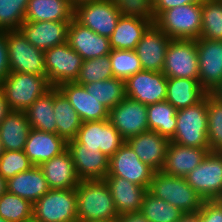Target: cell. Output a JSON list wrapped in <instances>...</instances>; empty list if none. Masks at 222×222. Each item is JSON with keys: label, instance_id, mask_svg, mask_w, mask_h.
Masks as SVG:
<instances>
[{"label": "cell", "instance_id": "cell-19", "mask_svg": "<svg viewBox=\"0 0 222 222\" xmlns=\"http://www.w3.org/2000/svg\"><path fill=\"white\" fill-rule=\"evenodd\" d=\"M71 21H24L18 29L36 48L45 52L67 42Z\"/></svg>", "mask_w": 222, "mask_h": 222}, {"label": "cell", "instance_id": "cell-51", "mask_svg": "<svg viewBox=\"0 0 222 222\" xmlns=\"http://www.w3.org/2000/svg\"><path fill=\"white\" fill-rule=\"evenodd\" d=\"M7 192V180L0 175V197Z\"/></svg>", "mask_w": 222, "mask_h": 222}, {"label": "cell", "instance_id": "cell-16", "mask_svg": "<svg viewBox=\"0 0 222 222\" xmlns=\"http://www.w3.org/2000/svg\"><path fill=\"white\" fill-rule=\"evenodd\" d=\"M201 86L211 93L222 83V40L196 39Z\"/></svg>", "mask_w": 222, "mask_h": 222}, {"label": "cell", "instance_id": "cell-26", "mask_svg": "<svg viewBox=\"0 0 222 222\" xmlns=\"http://www.w3.org/2000/svg\"><path fill=\"white\" fill-rule=\"evenodd\" d=\"M39 167L50 189H72L76 188L80 182L67 149L60 155L43 162Z\"/></svg>", "mask_w": 222, "mask_h": 222}, {"label": "cell", "instance_id": "cell-56", "mask_svg": "<svg viewBox=\"0 0 222 222\" xmlns=\"http://www.w3.org/2000/svg\"><path fill=\"white\" fill-rule=\"evenodd\" d=\"M0 222H9L8 220H4L2 217H0Z\"/></svg>", "mask_w": 222, "mask_h": 222}, {"label": "cell", "instance_id": "cell-49", "mask_svg": "<svg viewBox=\"0 0 222 222\" xmlns=\"http://www.w3.org/2000/svg\"><path fill=\"white\" fill-rule=\"evenodd\" d=\"M11 112L9 105L3 95V92L0 90V124L4 118Z\"/></svg>", "mask_w": 222, "mask_h": 222}, {"label": "cell", "instance_id": "cell-34", "mask_svg": "<svg viewBox=\"0 0 222 222\" xmlns=\"http://www.w3.org/2000/svg\"><path fill=\"white\" fill-rule=\"evenodd\" d=\"M177 109L166 100L147 105V121L149 130L171 139L176 129Z\"/></svg>", "mask_w": 222, "mask_h": 222}, {"label": "cell", "instance_id": "cell-10", "mask_svg": "<svg viewBox=\"0 0 222 222\" xmlns=\"http://www.w3.org/2000/svg\"><path fill=\"white\" fill-rule=\"evenodd\" d=\"M44 53L46 76L52 87L76 81L83 58L70 47L68 42L52 47Z\"/></svg>", "mask_w": 222, "mask_h": 222}, {"label": "cell", "instance_id": "cell-18", "mask_svg": "<svg viewBox=\"0 0 222 222\" xmlns=\"http://www.w3.org/2000/svg\"><path fill=\"white\" fill-rule=\"evenodd\" d=\"M67 150L80 180L105 179L109 170V157L100 149L84 148L73 139L67 141Z\"/></svg>", "mask_w": 222, "mask_h": 222}, {"label": "cell", "instance_id": "cell-20", "mask_svg": "<svg viewBox=\"0 0 222 222\" xmlns=\"http://www.w3.org/2000/svg\"><path fill=\"white\" fill-rule=\"evenodd\" d=\"M67 42L83 60L109 55L112 50L109 38L93 32L74 18L68 26Z\"/></svg>", "mask_w": 222, "mask_h": 222}, {"label": "cell", "instance_id": "cell-44", "mask_svg": "<svg viewBox=\"0 0 222 222\" xmlns=\"http://www.w3.org/2000/svg\"><path fill=\"white\" fill-rule=\"evenodd\" d=\"M33 166L24 150H4L0 157V175L6 180L31 169Z\"/></svg>", "mask_w": 222, "mask_h": 222}, {"label": "cell", "instance_id": "cell-13", "mask_svg": "<svg viewBox=\"0 0 222 222\" xmlns=\"http://www.w3.org/2000/svg\"><path fill=\"white\" fill-rule=\"evenodd\" d=\"M75 140L84 148L100 149L109 158L126 142L108 119L82 122Z\"/></svg>", "mask_w": 222, "mask_h": 222}, {"label": "cell", "instance_id": "cell-45", "mask_svg": "<svg viewBox=\"0 0 222 222\" xmlns=\"http://www.w3.org/2000/svg\"><path fill=\"white\" fill-rule=\"evenodd\" d=\"M198 215L199 222H222V203L220 200H204Z\"/></svg>", "mask_w": 222, "mask_h": 222}, {"label": "cell", "instance_id": "cell-37", "mask_svg": "<svg viewBox=\"0 0 222 222\" xmlns=\"http://www.w3.org/2000/svg\"><path fill=\"white\" fill-rule=\"evenodd\" d=\"M0 217L9 222H28L33 219V204L9 192L0 197Z\"/></svg>", "mask_w": 222, "mask_h": 222}, {"label": "cell", "instance_id": "cell-55", "mask_svg": "<svg viewBox=\"0 0 222 222\" xmlns=\"http://www.w3.org/2000/svg\"><path fill=\"white\" fill-rule=\"evenodd\" d=\"M3 153H4V148H3L2 142L0 140V157L2 156Z\"/></svg>", "mask_w": 222, "mask_h": 222}, {"label": "cell", "instance_id": "cell-25", "mask_svg": "<svg viewBox=\"0 0 222 222\" xmlns=\"http://www.w3.org/2000/svg\"><path fill=\"white\" fill-rule=\"evenodd\" d=\"M209 148L188 147L169 143L162 171L171 176L185 177L208 154Z\"/></svg>", "mask_w": 222, "mask_h": 222}, {"label": "cell", "instance_id": "cell-35", "mask_svg": "<svg viewBox=\"0 0 222 222\" xmlns=\"http://www.w3.org/2000/svg\"><path fill=\"white\" fill-rule=\"evenodd\" d=\"M87 92L103 104L108 110L119 104L125 97L124 80L109 78L90 84H83Z\"/></svg>", "mask_w": 222, "mask_h": 222}, {"label": "cell", "instance_id": "cell-12", "mask_svg": "<svg viewBox=\"0 0 222 222\" xmlns=\"http://www.w3.org/2000/svg\"><path fill=\"white\" fill-rule=\"evenodd\" d=\"M156 171L143 163L125 142L110 158L107 176H117L139 186L149 188Z\"/></svg>", "mask_w": 222, "mask_h": 222}, {"label": "cell", "instance_id": "cell-39", "mask_svg": "<svg viewBox=\"0 0 222 222\" xmlns=\"http://www.w3.org/2000/svg\"><path fill=\"white\" fill-rule=\"evenodd\" d=\"M208 145L210 152L222 153V102L207 94Z\"/></svg>", "mask_w": 222, "mask_h": 222}, {"label": "cell", "instance_id": "cell-50", "mask_svg": "<svg viewBox=\"0 0 222 222\" xmlns=\"http://www.w3.org/2000/svg\"><path fill=\"white\" fill-rule=\"evenodd\" d=\"M177 222H199L198 211L195 213H184Z\"/></svg>", "mask_w": 222, "mask_h": 222}, {"label": "cell", "instance_id": "cell-38", "mask_svg": "<svg viewBox=\"0 0 222 222\" xmlns=\"http://www.w3.org/2000/svg\"><path fill=\"white\" fill-rule=\"evenodd\" d=\"M200 38L222 40V0H202Z\"/></svg>", "mask_w": 222, "mask_h": 222}, {"label": "cell", "instance_id": "cell-27", "mask_svg": "<svg viewBox=\"0 0 222 222\" xmlns=\"http://www.w3.org/2000/svg\"><path fill=\"white\" fill-rule=\"evenodd\" d=\"M50 190L43 171L39 166L18 173L7 180V192L34 204Z\"/></svg>", "mask_w": 222, "mask_h": 222}, {"label": "cell", "instance_id": "cell-32", "mask_svg": "<svg viewBox=\"0 0 222 222\" xmlns=\"http://www.w3.org/2000/svg\"><path fill=\"white\" fill-rule=\"evenodd\" d=\"M150 25L148 21L120 16L114 32L109 37L111 49L135 50Z\"/></svg>", "mask_w": 222, "mask_h": 222}, {"label": "cell", "instance_id": "cell-28", "mask_svg": "<svg viewBox=\"0 0 222 222\" xmlns=\"http://www.w3.org/2000/svg\"><path fill=\"white\" fill-rule=\"evenodd\" d=\"M207 94L199 79L167 78L165 100L177 110L197 104Z\"/></svg>", "mask_w": 222, "mask_h": 222}, {"label": "cell", "instance_id": "cell-29", "mask_svg": "<svg viewBox=\"0 0 222 222\" xmlns=\"http://www.w3.org/2000/svg\"><path fill=\"white\" fill-rule=\"evenodd\" d=\"M73 14L70 0H29L25 21H72Z\"/></svg>", "mask_w": 222, "mask_h": 222}, {"label": "cell", "instance_id": "cell-30", "mask_svg": "<svg viewBox=\"0 0 222 222\" xmlns=\"http://www.w3.org/2000/svg\"><path fill=\"white\" fill-rule=\"evenodd\" d=\"M31 129L24 111H11L0 124V140L4 150H24Z\"/></svg>", "mask_w": 222, "mask_h": 222}, {"label": "cell", "instance_id": "cell-22", "mask_svg": "<svg viewBox=\"0 0 222 222\" xmlns=\"http://www.w3.org/2000/svg\"><path fill=\"white\" fill-rule=\"evenodd\" d=\"M56 88L74 107L82 122L108 119L109 110L90 95L83 85L66 82Z\"/></svg>", "mask_w": 222, "mask_h": 222}, {"label": "cell", "instance_id": "cell-36", "mask_svg": "<svg viewBox=\"0 0 222 222\" xmlns=\"http://www.w3.org/2000/svg\"><path fill=\"white\" fill-rule=\"evenodd\" d=\"M140 213L148 222H177L184 214L170 203L158 199L148 190L145 193Z\"/></svg>", "mask_w": 222, "mask_h": 222}, {"label": "cell", "instance_id": "cell-15", "mask_svg": "<svg viewBox=\"0 0 222 222\" xmlns=\"http://www.w3.org/2000/svg\"><path fill=\"white\" fill-rule=\"evenodd\" d=\"M108 121L127 140L149 130L147 105L125 97L119 104L109 110Z\"/></svg>", "mask_w": 222, "mask_h": 222}, {"label": "cell", "instance_id": "cell-8", "mask_svg": "<svg viewBox=\"0 0 222 222\" xmlns=\"http://www.w3.org/2000/svg\"><path fill=\"white\" fill-rule=\"evenodd\" d=\"M121 13L111 0H93L74 6L73 18L93 32L109 38Z\"/></svg>", "mask_w": 222, "mask_h": 222}, {"label": "cell", "instance_id": "cell-47", "mask_svg": "<svg viewBox=\"0 0 222 222\" xmlns=\"http://www.w3.org/2000/svg\"><path fill=\"white\" fill-rule=\"evenodd\" d=\"M194 3H202V0H155V13L157 16L160 12L171 8Z\"/></svg>", "mask_w": 222, "mask_h": 222}, {"label": "cell", "instance_id": "cell-4", "mask_svg": "<svg viewBox=\"0 0 222 222\" xmlns=\"http://www.w3.org/2000/svg\"><path fill=\"white\" fill-rule=\"evenodd\" d=\"M154 24L171 39L196 40L201 36L202 3L181 5L160 12Z\"/></svg>", "mask_w": 222, "mask_h": 222}, {"label": "cell", "instance_id": "cell-24", "mask_svg": "<svg viewBox=\"0 0 222 222\" xmlns=\"http://www.w3.org/2000/svg\"><path fill=\"white\" fill-rule=\"evenodd\" d=\"M118 215L140 212L147 188L117 176H106Z\"/></svg>", "mask_w": 222, "mask_h": 222}, {"label": "cell", "instance_id": "cell-14", "mask_svg": "<svg viewBox=\"0 0 222 222\" xmlns=\"http://www.w3.org/2000/svg\"><path fill=\"white\" fill-rule=\"evenodd\" d=\"M126 97L155 104L166 99L167 77L163 72L142 70L124 81Z\"/></svg>", "mask_w": 222, "mask_h": 222}, {"label": "cell", "instance_id": "cell-11", "mask_svg": "<svg viewBox=\"0 0 222 222\" xmlns=\"http://www.w3.org/2000/svg\"><path fill=\"white\" fill-rule=\"evenodd\" d=\"M162 72L167 78L198 79L196 40L171 39Z\"/></svg>", "mask_w": 222, "mask_h": 222}, {"label": "cell", "instance_id": "cell-46", "mask_svg": "<svg viewBox=\"0 0 222 222\" xmlns=\"http://www.w3.org/2000/svg\"><path fill=\"white\" fill-rule=\"evenodd\" d=\"M10 73L6 31H0V83Z\"/></svg>", "mask_w": 222, "mask_h": 222}, {"label": "cell", "instance_id": "cell-23", "mask_svg": "<svg viewBox=\"0 0 222 222\" xmlns=\"http://www.w3.org/2000/svg\"><path fill=\"white\" fill-rule=\"evenodd\" d=\"M66 149L67 142L59 135L32 128L27 137L24 152L34 166H40Z\"/></svg>", "mask_w": 222, "mask_h": 222}, {"label": "cell", "instance_id": "cell-17", "mask_svg": "<svg viewBox=\"0 0 222 222\" xmlns=\"http://www.w3.org/2000/svg\"><path fill=\"white\" fill-rule=\"evenodd\" d=\"M170 41L171 38L155 24L146 29L134 50L142 70L162 72Z\"/></svg>", "mask_w": 222, "mask_h": 222}, {"label": "cell", "instance_id": "cell-5", "mask_svg": "<svg viewBox=\"0 0 222 222\" xmlns=\"http://www.w3.org/2000/svg\"><path fill=\"white\" fill-rule=\"evenodd\" d=\"M207 95L197 104L177 110L176 129L171 142L188 147L209 148Z\"/></svg>", "mask_w": 222, "mask_h": 222}, {"label": "cell", "instance_id": "cell-6", "mask_svg": "<svg viewBox=\"0 0 222 222\" xmlns=\"http://www.w3.org/2000/svg\"><path fill=\"white\" fill-rule=\"evenodd\" d=\"M77 192L72 189H50L33 204L36 222H78Z\"/></svg>", "mask_w": 222, "mask_h": 222}, {"label": "cell", "instance_id": "cell-3", "mask_svg": "<svg viewBox=\"0 0 222 222\" xmlns=\"http://www.w3.org/2000/svg\"><path fill=\"white\" fill-rule=\"evenodd\" d=\"M148 191L183 213H195L203 204L201 196L190 187L185 177L171 176L163 171L155 172Z\"/></svg>", "mask_w": 222, "mask_h": 222}, {"label": "cell", "instance_id": "cell-31", "mask_svg": "<svg viewBox=\"0 0 222 222\" xmlns=\"http://www.w3.org/2000/svg\"><path fill=\"white\" fill-rule=\"evenodd\" d=\"M54 117L56 120V134L66 142L76 138L82 120L67 98L54 87Z\"/></svg>", "mask_w": 222, "mask_h": 222}, {"label": "cell", "instance_id": "cell-53", "mask_svg": "<svg viewBox=\"0 0 222 222\" xmlns=\"http://www.w3.org/2000/svg\"><path fill=\"white\" fill-rule=\"evenodd\" d=\"M87 1H93V0H71V3L73 6H76L77 4L87 2Z\"/></svg>", "mask_w": 222, "mask_h": 222}, {"label": "cell", "instance_id": "cell-2", "mask_svg": "<svg viewBox=\"0 0 222 222\" xmlns=\"http://www.w3.org/2000/svg\"><path fill=\"white\" fill-rule=\"evenodd\" d=\"M52 88L47 76L21 72H10L0 83L11 111H25Z\"/></svg>", "mask_w": 222, "mask_h": 222}, {"label": "cell", "instance_id": "cell-48", "mask_svg": "<svg viewBox=\"0 0 222 222\" xmlns=\"http://www.w3.org/2000/svg\"><path fill=\"white\" fill-rule=\"evenodd\" d=\"M117 222H148L140 212L131 213L128 215H121Z\"/></svg>", "mask_w": 222, "mask_h": 222}, {"label": "cell", "instance_id": "cell-7", "mask_svg": "<svg viewBox=\"0 0 222 222\" xmlns=\"http://www.w3.org/2000/svg\"><path fill=\"white\" fill-rule=\"evenodd\" d=\"M10 72L46 76L45 53L34 47L19 30H6Z\"/></svg>", "mask_w": 222, "mask_h": 222}, {"label": "cell", "instance_id": "cell-9", "mask_svg": "<svg viewBox=\"0 0 222 222\" xmlns=\"http://www.w3.org/2000/svg\"><path fill=\"white\" fill-rule=\"evenodd\" d=\"M185 179L203 200H219L222 196V153L209 151Z\"/></svg>", "mask_w": 222, "mask_h": 222}, {"label": "cell", "instance_id": "cell-52", "mask_svg": "<svg viewBox=\"0 0 222 222\" xmlns=\"http://www.w3.org/2000/svg\"><path fill=\"white\" fill-rule=\"evenodd\" d=\"M212 95L222 102V83L212 92Z\"/></svg>", "mask_w": 222, "mask_h": 222}, {"label": "cell", "instance_id": "cell-40", "mask_svg": "<svg viewBox=\"0 0 222 222\" xmlns=\"http://www.w3.org/2000/svg\"><path fill=\"white\" fill-rule=\"evenodd\" d=\"M113 77L126 80L142 71V65L134 50L112 49L109 54Z\"/></svg>", "mask_w": 222, "mask_h": 222}, {"label": "cell", "instance_id": "cell-41", "mask_svg": "<svg viewBox=\"0 0 222 222\" xmlns=\"http://www.w3.org/2000/svg\"><path fill=\"white\" fill-rule=\"evenodd\" d=\"M113 77L109 55L83 60L75 83L90 84Z\"/></svg>", "mask_w": 222, "mask_h": 222}, {"label": "cell", "instance_id": "cell-43", "mask_svg": "<svg viewBox=\"0 0 222 222\" xmlns=\"http://www.w3.org/2000/svg\"><path fill=\"white\" fill-rule=\"evenodd\" d=\"M124 18H135L155 23V0H111Z\"/></svg>", "mask_w": 222, "mask_h": 222}, {"label": "cell", "instance_id": "cell-1", "mask_svg": "<svg viewBox=\"0 0 222 222\" xmlns=\"http://www.w3.org/2000/svg\"><path fill=\"white\" fill-rule=\"evenodd\" d=\"M76 192L78 222L119 218L110 187L104 179L80 180Z\"/></svg>", "mask_w": 222, "mask_h": 222}, {"label": "cell", "instance_id": "cell-42", "mask_svg": "<svg viewBox=\"0 0 222 222\" xmlns=\"http://www.w3.org/2000/svg\"><path fill=\"white\" fill-rule=\"evenodd\" d=\"M29 0H0V31L18 30Z\"/></svg>", "mask_w": 222, "mask_h": 222}, {"label": "cell", "instance_id": "cell-33", "mask_svg": "<svg viewBox=\"0 0 222 222\" xmlns=\"http://www.w3.org/2000/svg\"><path fill=\"white\" fill-rule=\"evenodd\" d=\"M54 87L44 96L39 97L24 112L33 129L55 133L57 131L54 117Z\"/></svg>", "mask_w": 222, "mask_h": 222}, {"label": "cell", "instance_id": "cell-21", "mask_svg": "<svg viewBox=\"0 0 222 222\" xmlns=\"http://www.w3.org/2000/svg\"><path fill=\"white\" fill-rule=\"evenodd\" d=\"M126 142L135 151L139 159L154 169L162 171L170 139L153 130H147L139 135L132 136Z\"/></svg>", "mask_w": 222, "mask_h": 222}, {"label": "cell", "instance_id": "cell-54", "mask_svg": "<svg viewBox=\"0 0 222 222\" xmlns=\"http://www.w3.org/2000/svg\"><path fill=\"white\" fill-rule=\"evenodd\" d=\"M86 222H117V220L86 221Z\"/></svg>", "mask_w": 222, "mask_h": 222}]
</instances>
